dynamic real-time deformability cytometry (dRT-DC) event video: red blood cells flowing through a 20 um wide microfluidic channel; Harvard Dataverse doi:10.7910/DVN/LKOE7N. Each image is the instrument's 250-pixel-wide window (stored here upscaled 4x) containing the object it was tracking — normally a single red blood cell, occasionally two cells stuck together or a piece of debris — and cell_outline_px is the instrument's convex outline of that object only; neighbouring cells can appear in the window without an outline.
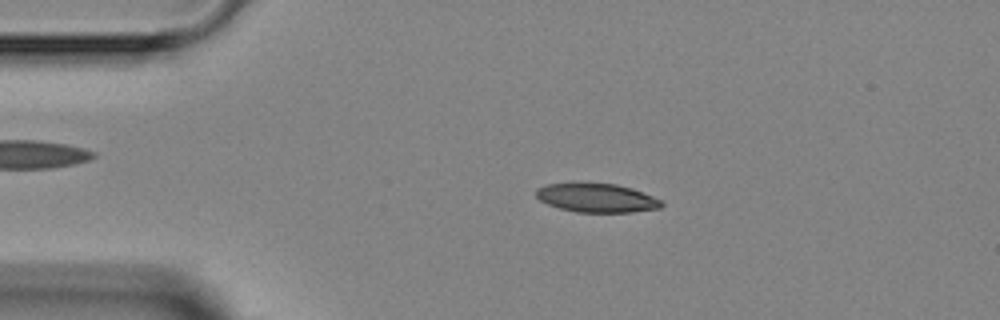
{"species": "Egyptian fruit bat (a non-hibernating species)", "species_latin": "Rousettus aegyptiacus", "temperature_condition": "room temperature", "stored_images_in_passage": 3, "camera_frame_rate_fps": 3000, "um_per_image_px": 0.085, "animal": {"sex": "female"}, "frame": {"image": 1, "passage_image": 2, "time_ms": 1.0, "image_size_px": [1000, 320], "cell_outline_px": [[664, 204], [660, 208], [632, 212], [576, 212], [560, 208], [548, 204], [540, 200], [536, 196], [536, 188], [548, 184], [580, 180], [616, 184], [632, 188], [652, 196], [660, 200]], "centroid_in_image_um": [50.67, 16.77], "position_along_channel_um": 34.3, "area_um2": 21.68}}